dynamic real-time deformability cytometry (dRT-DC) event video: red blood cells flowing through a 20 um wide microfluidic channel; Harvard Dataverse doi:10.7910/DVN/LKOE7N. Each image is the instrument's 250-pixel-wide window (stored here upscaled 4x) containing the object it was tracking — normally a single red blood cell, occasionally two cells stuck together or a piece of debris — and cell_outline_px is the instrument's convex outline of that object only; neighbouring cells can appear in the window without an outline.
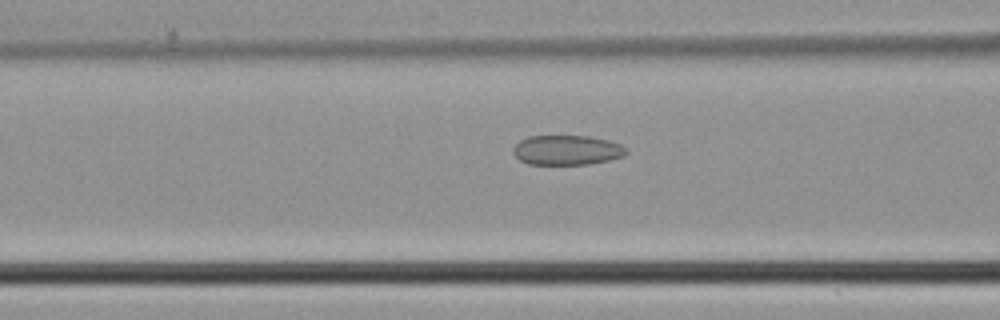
{"species": "common noctule bat (a hibernating species)", "species_latin": "Nyctalus noctula", "temperature_condition": "cold", "stored_images_in_passage": 36, "camera_frame_rate_fps": 3000, "um_per_image_px": 0.085, "animal": {"sex": "male", "body_mass_g": 21.5, "forearm_length_mm": 52.0}, "frame": {"image": 1, "passage_image": 9, "time_ms": 2.667, "image_size_px": [1000, 320], "cell_outline_px": [[628, 152], [624, 156], [608, 160], [588, 164], [528, 164], [520, 160], [512, 152], [512, 148], [520, 140], [528, 136], [588, 136], [608, 140], [620, 144], [628, 148]], "centroid_in_image_um": [48.19, 12.75], "position_along_channel_um": 118.4, "area_um2": 19.65}}
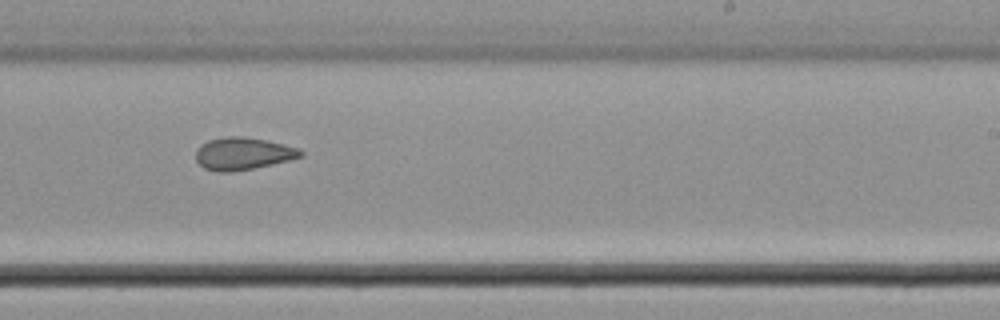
{"frame": {"image": 2, "passage_image": 19, "time_ms": 6.0, "image_size_px": [1000, 320], "cell_outline_px": [[304, 156], [272, 164], [232, 172], [216, 172], [204, 168], [196, 160], [196, 148], [200, 144], [208, 140], [224, 136], [244, 136], [268, 140], [300, 148], [304, 152]], "centroid_in_image_um": [20.65, 13.04], "position_along_channel_um": 268.4, "area_um2": 20.06}}
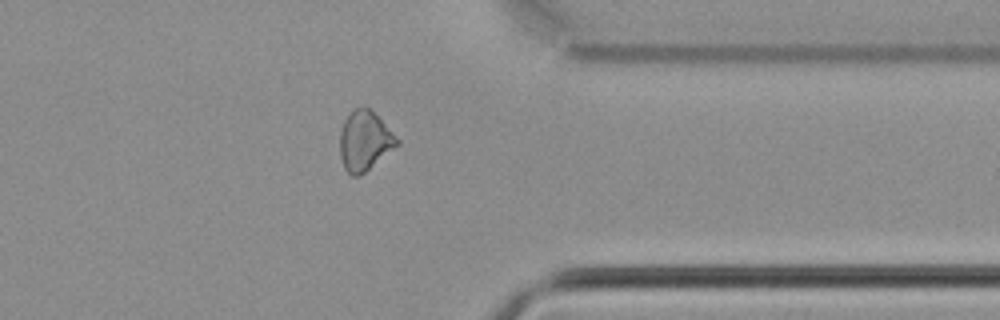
{"frame": {"image": 3, "passage_image": 27, "time_ms": 8.667, "image_size_px": [1000, 320], "cell_outline_px": [[400, 144], [360, 176], [352, 176], [344, 168], [340, 156], [340, 132], [344, 120], [356, 108], [364, 104], [372, 108], [400, 140]], "centroid_in_image_um": [31.02, 11.94], "position_along_channel_um": 380.4, "area_um2": 20.17}}